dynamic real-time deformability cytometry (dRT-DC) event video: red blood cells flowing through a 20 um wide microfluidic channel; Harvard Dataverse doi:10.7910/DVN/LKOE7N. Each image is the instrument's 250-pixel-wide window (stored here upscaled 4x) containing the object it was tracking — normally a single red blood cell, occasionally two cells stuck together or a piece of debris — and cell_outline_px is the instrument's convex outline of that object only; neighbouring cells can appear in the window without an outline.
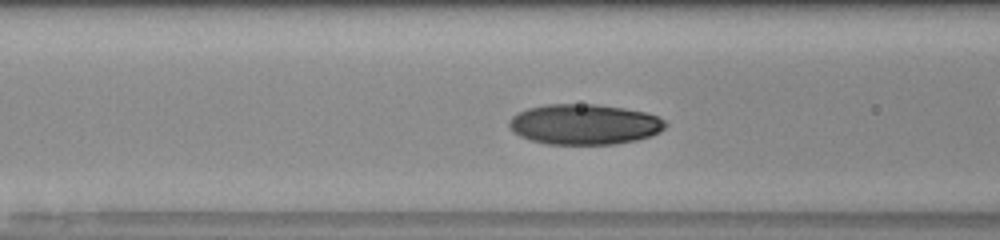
{"species": "human", "species_latin": "Homo sapiens", "temperature_condition": "room temperature", "stored_images_in_passage": 32, "camera_frame_rate_fps": 3000, "um_per_image_px": 0.085, "donor": {"sex": "male"}, "frame": {"image": 1, "passage_image": 4, "time_ms": 1.0, "image_size_px": [1000, 240], "cell_outline_px": [[668, 124], [660, 132], [652, 136], [636, 140], [616, 144], [548, 144], [532, 140], [520, 136], [512, 132], [508, 124], [508, 120], [516, 112], [528, 108], [548, 104], [596, 104], [624, 108], [644, 112], [660, 116]], "centroid_in_image_um": [49.68, 10.56], "position_along_channel_um": 116.9, "area_um2": 37.11}}
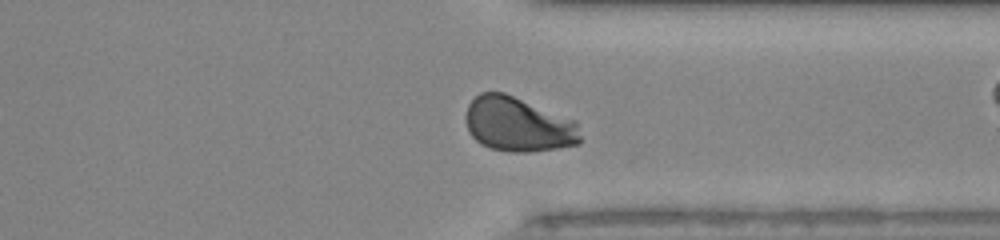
{"frame": {"image": 2, "passage_image": 21, "time_ms": 6.667, "image_size_px": [1000, 240], "cell_outline_px": [[580, 144], [556, 148], [528, 152], [508, 152], [488, 148], [480, 144], [468, 132], [468, 104], [480, 92], [504, 92], [576, 120], [580, 136]], "centroid_in_image_um": [44.06, 10.58], "position_along_channel_um": 367.3, "area_um2": 36.41}}
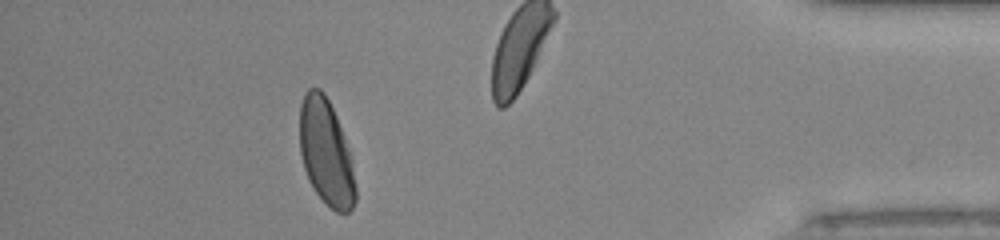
{"frame": {"image": 3, "passage_image": 27, "time_ms": 8.667, "image_size_px": [1000, 240], "cell_outline_px": [[356, 200], [352, 208], [348, 212], [336, 212], [312, 188], [308, 180], [304, 168], [300, 152], [300, 104], [304, 92], [308, 88], [320, 88], [324, 92], [336, 116], [348, 152], [352, 168], [356, 188]], "centroid_in_image_um": [27.68, 12.94], "position_along_channel_um": 407.5, "area_um2": 33.93}}